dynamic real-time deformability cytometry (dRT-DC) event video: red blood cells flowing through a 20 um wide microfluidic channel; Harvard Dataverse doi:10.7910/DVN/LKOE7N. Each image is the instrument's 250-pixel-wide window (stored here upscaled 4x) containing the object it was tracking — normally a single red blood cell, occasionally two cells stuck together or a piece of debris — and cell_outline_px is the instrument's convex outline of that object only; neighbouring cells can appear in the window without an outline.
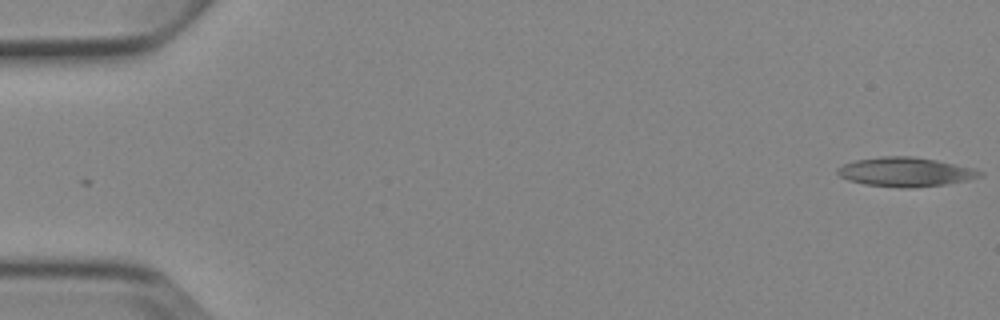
{"species": "Egyptian fruit bat (a non-hibernating species)", "species_latin": "Rousettus aegyptiacus", "temperature_condition": "cold", "stored_images_in_passage": 4, "camera_frame_rate_fps": 3000, "um_per_image_px": 0.085, "animal": {"sex": "female"}, "frame": {"image": 1, "passage_image": 1, "time_ms": 0.0, "image_size_px": [1000, 320], "cell_outline_px": [[984, 176], [968, 180], [944, 184], [912, 188], [900, 188], [864, 184], [848, 180], [840, 176], [836, 172], [836, 168], [844, 164], [856, 160], [880, 156], [912, 156], [936, 160], [976, 168], [984, 172]], "centroid_in_image_um": [76.99, 14.61], "position_along_channel_um": 8.0, "area_um2": 24.45}}
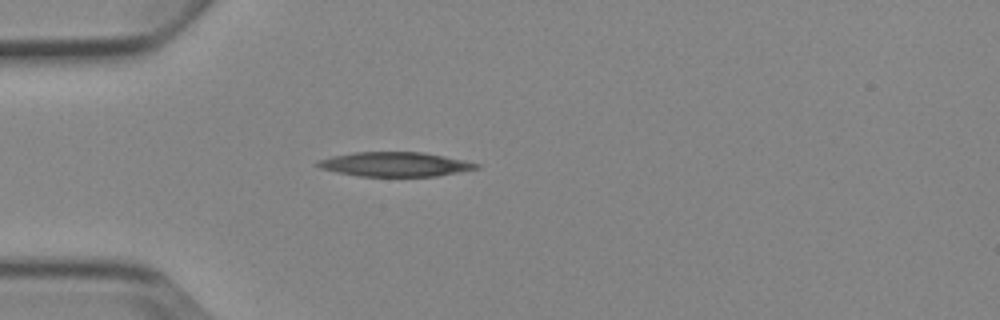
{"frame": {"image": 2, "passage_image": 4, "time_ms": 4.667, "image_size_px": [1000, 320], "cell_outline_px": [[480, 168], [436, 176], [360, 176], [336, 172], [320, 168], [312, 164], [316, 160], [332, 156], [352, 152], [424, 152], [464, 160], [480, 164]], "centroid_in_image_um": [33.52, 13.96], "position_along_channel_um": 51.5, "area_um2": 22.66}}